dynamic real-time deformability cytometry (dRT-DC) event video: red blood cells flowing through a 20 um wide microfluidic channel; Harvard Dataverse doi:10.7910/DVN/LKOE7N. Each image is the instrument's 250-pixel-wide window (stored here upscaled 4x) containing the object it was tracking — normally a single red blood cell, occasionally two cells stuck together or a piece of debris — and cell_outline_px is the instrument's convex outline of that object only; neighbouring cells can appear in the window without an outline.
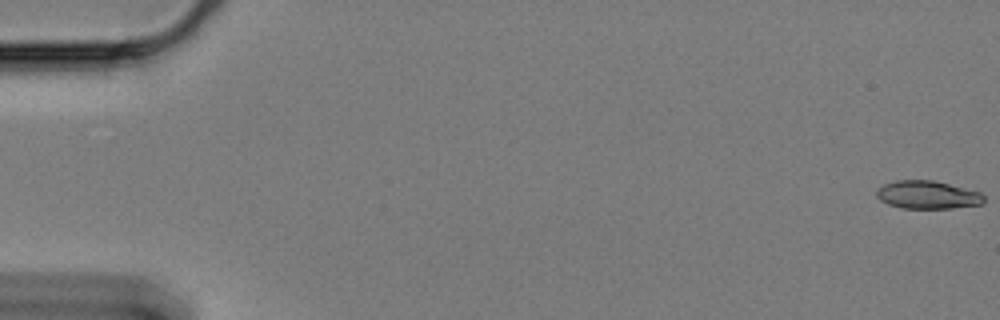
{"species": "Egyptian fruit bat (a non-hibernating species)", "species_latin": "Rousettus aegyptiacus", "temperature_condition": "cold", "stored_images_in_passage": 62, "camera_frame_rate_fps": 3000, "um_per_image_px": 0.085, "animal": {"sex": "female"}, "frame": {"image": 1, "passage_image": 1, "time_ms": 0.0, "image_size_px": [1000, 320], "cell_outline_px": [[984, 200], [980, 204], [948, 208], [904, 208], [888, 204], [880, 200], [876, 196], [876, 192], [884, 184], [896, 180], [932, 180], [980, 192], [984, 196]], "centroid_in_image_um": [78.81, 16.56], "position_along_channel_um": 6.2, "area_um2": 17.22}}
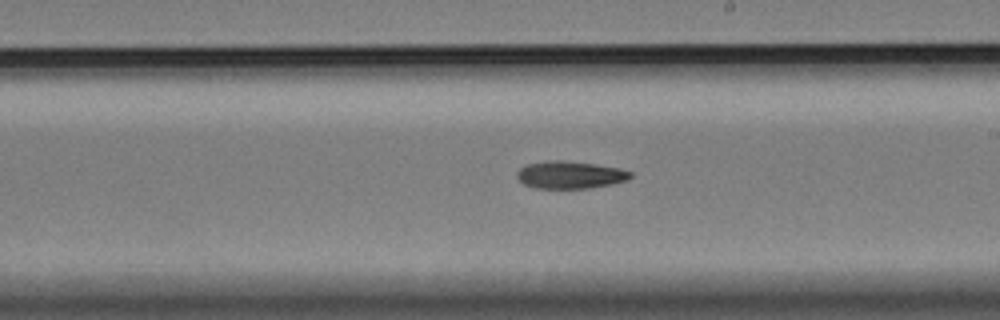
{"frame": {"image": 2, "passage_image": 36, "time_ms": 11.667, "image_size_px": [1000, 320], "cell_outline_px": [[632, 176], [628, 180], [612, 184], [588, 188], [536, 188], [524, 184], [516, 176], [516, 172], [520, 168], [528, 164], [552, 160], [560, 160], [596, 164], [620, 168], [632, 172]], "centroid_in_image_um": [48.48, 14.86], "position_along_channel_um": 240.5, "area_um2": 18.09}}
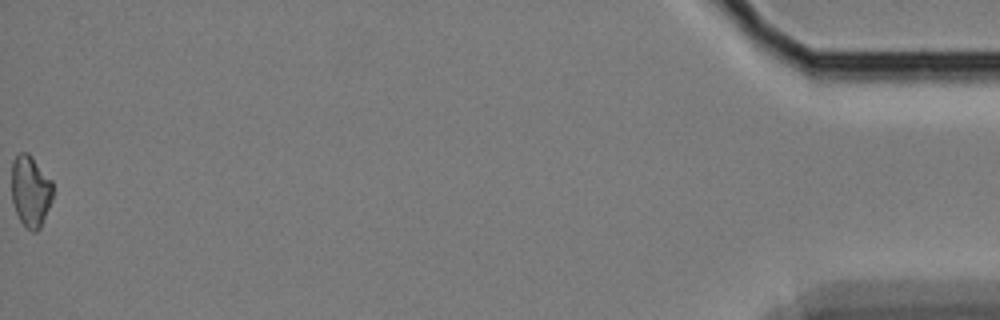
{"frame": {"image": 3, "passage_image": 62, "time_ms": 20.333, "image_size_px": [1000, 320], "cell_outline_px": [[52, 200], [40, 228], [36, 232], [32, 232], [24, 228], [16, 212], [12, 200], [12, 160], [20, 152], [28, 152], [52, 180]], "centroid_in_image_um": [2.59, 16.26], "position_along_channel_um": 432.6, "area_um2": 17.28}}